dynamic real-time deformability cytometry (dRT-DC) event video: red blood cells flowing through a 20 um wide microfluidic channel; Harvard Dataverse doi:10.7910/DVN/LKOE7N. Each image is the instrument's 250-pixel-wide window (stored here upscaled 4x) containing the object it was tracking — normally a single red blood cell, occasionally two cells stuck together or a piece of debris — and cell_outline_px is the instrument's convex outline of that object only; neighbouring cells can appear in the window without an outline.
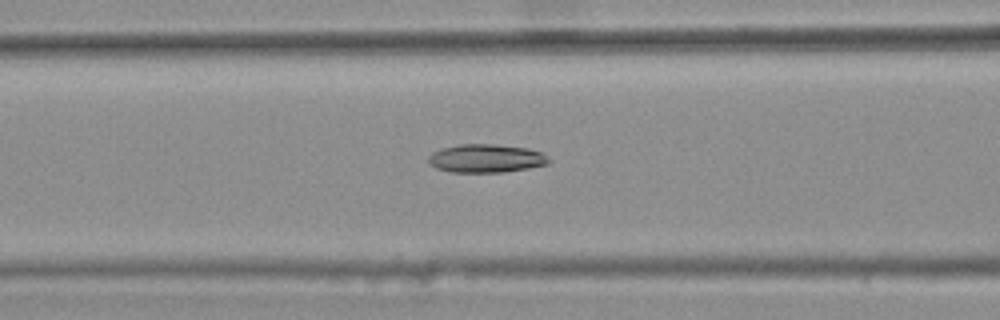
{"species": "common noctule bat (a hibernating species)", "species_latin": "Nyctalus noctula", "temperature_condition": "warm", "stored_images_in_passage": 39, "camera_frame_rate_fps": 3000, "um_per_image_px": 0.085, "animal": {"sex": "female", "body_mass_g": 25.1}, "frame": {"image": 1, "passage_image": 13, "time_ms": 4.0, "image_size_px": [1000, 320], "cell_outline_px": [[548, 164], [528, 168], [500, 172], [452, 172], [436, 168], [428, 164], [428, 156], [432, 152], [440, 148], [460, 144], [496, 144], [528, 148], [540, 152], [548, 160]], "centroid_in_image_um": [41.24, 13.45], "position_along_channel_um": 125.4, "area_um2": 19.83}}
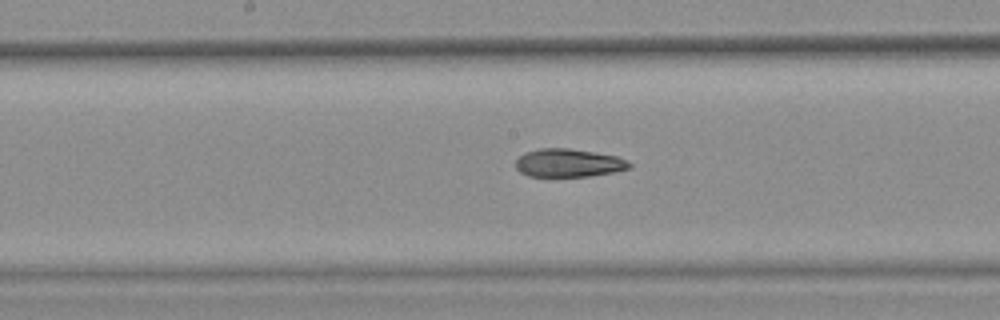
{"frame": {"image": 2, "passage_image": 19, "time_ms": 6.0, "image_size_px": [1000, 320], "cell_outline_px": [[632, 164], [628, 168], [612, 172], [588, 176], [528, 176], [520, 172], [516, 168], [516, 160], [524, 152], [540, 148], [568, 148], [616, 156], [628, 160]], "centroid_in_image_um": [48.29, 13.84], "position_along_channel_um": 199.9, "area_um2": 18.5}}
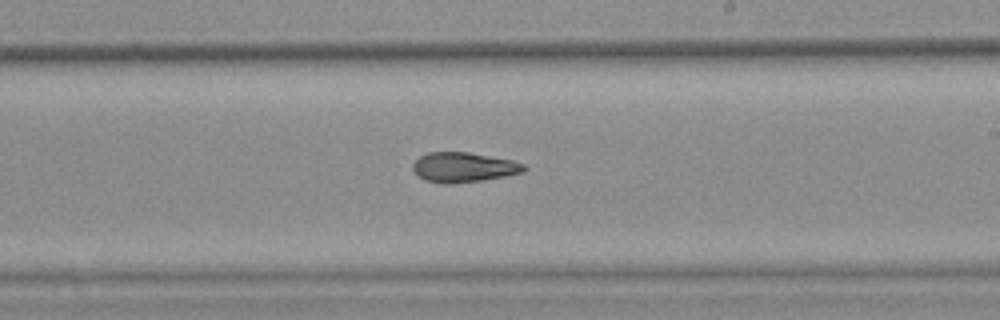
{"frame": {"image": 3, "passage_image": 23, "time_ms": 7.333, "image_size_px": [1000, 320], "cell_outline_px": [[528, 168], [524, 172], [504, 176], [480, 180], [448, 184], [444, 184], [424, 180], [412, 168], [412, 164], [420, 156], [428, 152], [468, 152], [512, 160], [524, 164]], "centroid_in_image_um": [39.41, 14.21], "position_along_channel_um": 249.6, "area_um2": 19.19}, "authors_computed_cell_mechanics": {"area_um2": 19.5942, "velocity_mm_per_s": 3.7367, "shape_relaxation_time_tau1_ms": null, "shape_relaxation_time_tau2_ms": 4.6427, "deformation_change_tau1": null, "deformation_change_tau2": 0.1453}}